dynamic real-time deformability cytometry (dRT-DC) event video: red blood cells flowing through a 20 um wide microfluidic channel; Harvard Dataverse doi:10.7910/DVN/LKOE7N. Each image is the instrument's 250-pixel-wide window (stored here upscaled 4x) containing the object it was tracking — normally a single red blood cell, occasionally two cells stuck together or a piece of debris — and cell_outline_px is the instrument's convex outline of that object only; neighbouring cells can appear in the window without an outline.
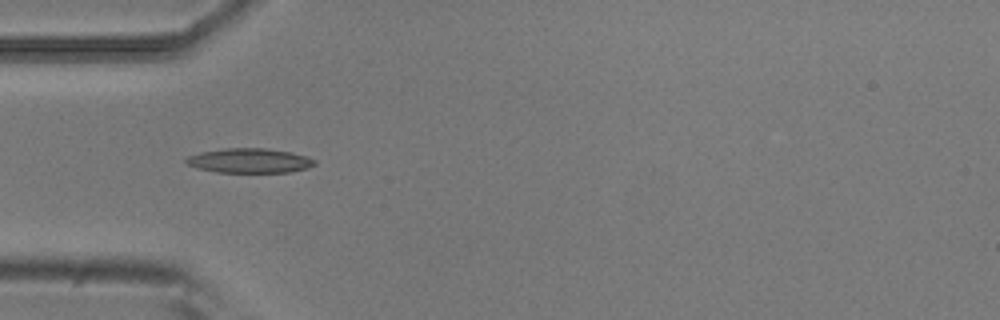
{"species": "common noctule bat (a hibernating species)", "species_latin": "Nyctalus noctula", "temperature_condition": "room temperature", "stored_images_in_passage": 9, "camera_frame_rate_fps": 3000, "um_per_image_px": 0.085, "animal": {"sex": "male", "body_mass_g": 20.5, "forearm_length_mm": 52.5}, "frame": {"image": 1, "passage_image": 4, "time_ms": 1.0, "image_size_px": [1000, 320], "cell_outline_px": [[316, 164], [308, 168], [288, 172], [216, 172], [196, 168], [188, 164], [184, 160], [188, 156], [200, 152], [224, 148], [268, 148], [292, 152], [316, 160]], "centroid_in_image_um": [21.2, 13.65], "position_along_channel_um": 63.8, "area_um2": 18.44}}
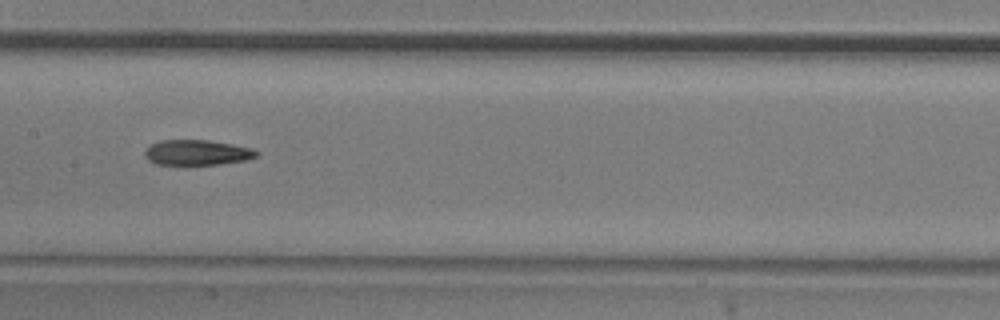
{"frame": {"image": 2, "passage_image": 7, "time_ms": 2.0, "image_size_px": [1000, 320], "cell_outline_px": [[260, 156], [244, 160], [220, 164], [156, 164], [148, 160], [144, 156], [144, 152], [152, 144], [160, 140], [208, 140], [232, 144], [252, 148], [260, 152]], "centroid_in_image_um": [16.78, 12.96], "position_along_channel_um": 190.6, "area_um2": 16.42}}
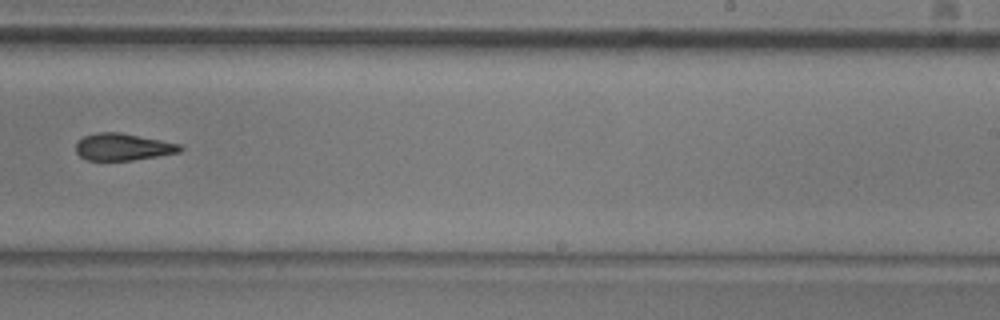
{"frame": {"image": 3, "passage_image": 9, "time_ms": 2.667, "image_size_px": [1000, 320], "cell_outline_px": [[184, 148], [180, 152], [132, 160], [88, 160], [80, 156], [76, 152], [76, 144], [84, 136], [96, 132], [120, 132], [180, 144]], "centroid_in_image_um": [10.44, 12.48], "position_along_channel_um": 278.6, "area_um2": 16.24}}